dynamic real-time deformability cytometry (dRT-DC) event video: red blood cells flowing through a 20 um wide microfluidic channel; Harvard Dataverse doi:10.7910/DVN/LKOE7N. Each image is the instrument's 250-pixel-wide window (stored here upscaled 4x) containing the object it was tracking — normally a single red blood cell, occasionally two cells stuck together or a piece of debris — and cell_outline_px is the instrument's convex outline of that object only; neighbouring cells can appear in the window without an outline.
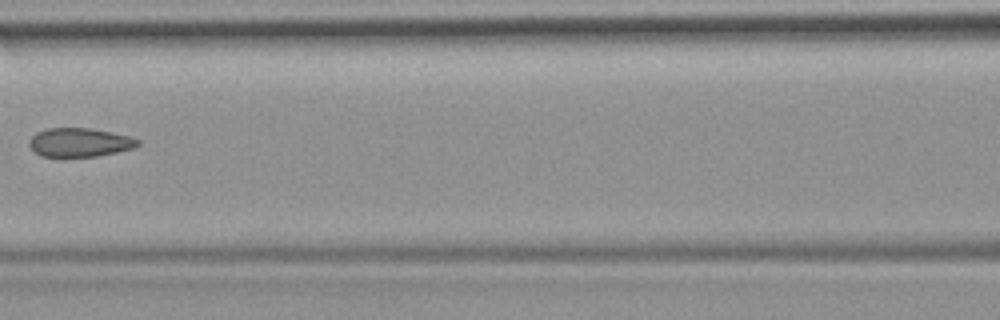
{"species": "common noctule bat (a hibernating species)", "species_latin": "Nyctalus noctula", "temperature_condition": "room temperature", "stored_images_in_passage": 9, "camera_frame_rate_fps": 3000, "um_per_image_px": 0.085, "animal": {"sex": "female", "body_mass_g": 19.9}, "frame": {"image": 1, "passage_image": 8, "time_ms": 9.333, "image_size_px": [1000, 320], "cell_outline_px": [[140, 144], [132, 148], [116, 152], [96, 156], [40, 156], [28, 144], [28, 140], [36, 132], [44, 128], [88, 128], [112, 132], [132, 136], [140, 140]], "centroid_in_image_um": [6.77, 12.09], "position_along_channel_um": 159.8, "area_um2": 18.21}}
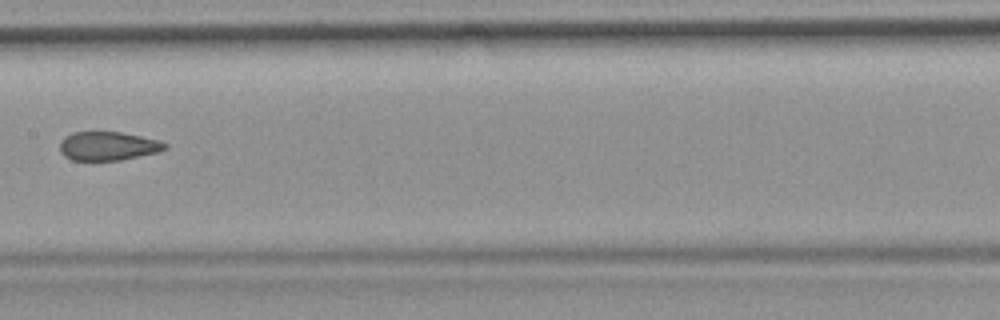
{"frame": {"image": 2, "passage_image": 9, "time_ms": 10.333, "image_size_px": [1000, 320], "cell_outline_px": [[168, 148], [156, 152], [120, 160], [72, 160], [64, 156], [60, 152], [60, 144], [64, 136], [72, 132], [120, 132], [160, 140], [168, 144]], "centroid_in_image_um": [9.17, 12.41], "position_along_channel_um": 198.2, "area_um2": 17.57}}